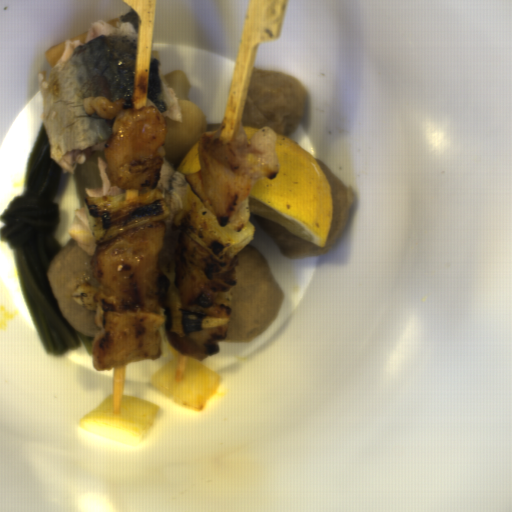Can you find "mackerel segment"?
Instances as JSON below:
<instances>
[{
	"instance_id": "obj_2",
	"label": "mackerel segment",
	"mask_w": 512,
	"mask_h": 512,
	"mask_svg": "<svg viewBox=\"0 0 512 512\" xmlns=\"http://www.w3.org/2000/svg\"><path fill=\"white\" fill-rule=\"evenodd\" d=\"M158 151L162 157V167L159 174V181L155 188L161 193L162 199L169 210L168 216L162 219L166 225L165 236L180 238L181 229L174 227L173 220L178 212L184 209V194L188 184L185 177L181 175L170 162L166 154V149L161 146Z\"/></svg>"
},
{
	"instance_id": "obj_4",
	"label": "mackerel segment",
	"mask_w": 512,
	"mask_h": 512,
	"mask_svg": "<svg viewBox=\"0 0 512 512\" xmlns=\"http://www.w3.org/2000/svg\"><path fill=\"white\" fill-rule=\"evenodd\" d=\"M70 237L76 243L79 249L90 256H95L99 244L96 243L90 220L87 216L86 206L79 207L74 214L69 228Z\"/></svg>"
},
{
	"instance_id": "obj_1",
	"label": "mackerel segment",
	"mask_w": 512,
	"mask_h": 512,
	"mask_svg": "<svg viewBox=\"0 0 512 512\" xmlns=\"http://www.w3.org/2000/svg\"><path fill=\"white\" fill-rule=\"evenodd\" d=\"M139 18L133 8L115 26L94 21L84 43L64 40V51L49 71L38 74L42 121L51 159L64 174L76 169L104 146L114 121L87 114L86 97L124 100L133 108Z\"/></svg>"
},
{
	"instance_id": "obj_5",
	"label": "mackerel segment",
	"mask_w": 512,
	"mask_h": 512,
	"mask_svg": "<svg viewBox=\"0 0 512 512\" xmlns=\"http://www.w3.org/2000/svg\"><path fill=\"white\" fill-rule=\"evenodd\" d=\"M97 166L99 169L102 185L100 188L87 187L85 189L87 198L88 197H102V196H114L117 194H124L125 199H135L143 194H146L148 190L145 189H127L119 188L115 185H111L107 175L105 173L107 169V161L103 157L96 158Z\"/></svg>"
},
{
	"instance_id": "obj_3",
	"label": "mackerel segment",
	"mask_w": 512,
	"mask_h": 512,
	"mask_svg": "<svg viewBox=\"0 0 512 512\" xmlns=\"http://www.w3.org/2000/svg\"><path fill=\"white\" fill-rule=\"evenodd\" d=\"M146 106H155L163 118L183 122L182 109L173 89L162 79L161 59L158 51L151 52L146 90Z\"/></svg>"
}]
</instances>
